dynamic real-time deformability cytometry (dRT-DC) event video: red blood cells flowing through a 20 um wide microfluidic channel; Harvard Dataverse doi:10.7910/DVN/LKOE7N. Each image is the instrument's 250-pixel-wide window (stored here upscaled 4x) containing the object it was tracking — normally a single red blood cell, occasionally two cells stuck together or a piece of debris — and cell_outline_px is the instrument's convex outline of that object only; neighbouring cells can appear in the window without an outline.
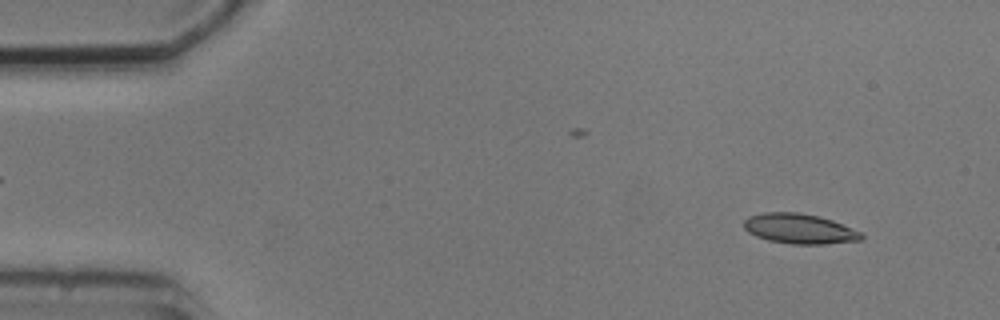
{"species": "common noctule bat (a hibernating species)", "species_latin": "Nyctalus noctula", "temperature_condition": "cold", "stored_images_in_passage": 4, "camera_frame_rate_fps": 3000, "um_per_image_px": 0.085, "animal": {"sex": "male", "body_mass_g": 20.5, "forearm_length_mm": 52.5}, "frame": {"image": 1, "passage_image": 1, "time_ms": 0.0, "image_size_px": [1000, 320], "cell_outline_px": [[864, 236], [860, 240], [824, 244], [792, 244], [768, 240], [756, 236], [748, 232], [744, 228], [744, 220], [748, 216], [764, 212], [796, 212], [816, 216], [832, 220], [864, 232]], "centroid_in_image_um": [67.96, 19.44], "position_along_channel_um": 17.0, "area_um2": 20.58}}
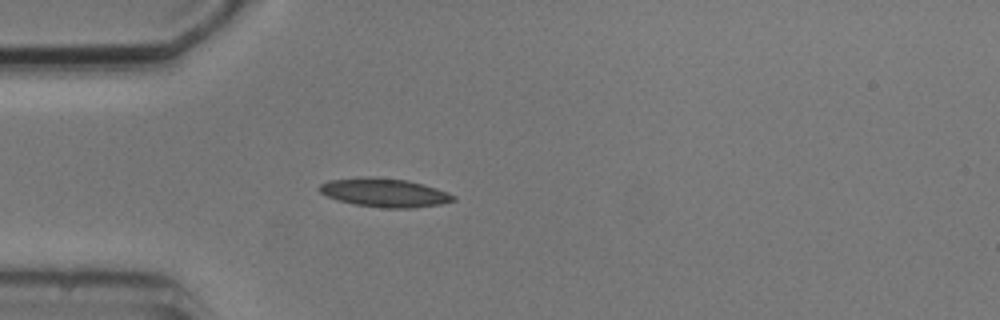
{"frame": {"image": 2, "passage_image": 4, "time_ms": 3.333, "image_size_px": [1000, 320], "cell_outline_px": [[456, 200], [440, 204], [412, 208], [384, 208], [356, 204], [340, 200], [328, 196], [320, 192], [316, 188], [320, 184], [328, 180], [360, 176], [372, 176], [408, 180], [424, 184], [448, 192], [456, 196]], "centroid_in_image_um": [32.68, 16.35], "position_along_channel_um": 52.3, "area_um2": 22.54}}